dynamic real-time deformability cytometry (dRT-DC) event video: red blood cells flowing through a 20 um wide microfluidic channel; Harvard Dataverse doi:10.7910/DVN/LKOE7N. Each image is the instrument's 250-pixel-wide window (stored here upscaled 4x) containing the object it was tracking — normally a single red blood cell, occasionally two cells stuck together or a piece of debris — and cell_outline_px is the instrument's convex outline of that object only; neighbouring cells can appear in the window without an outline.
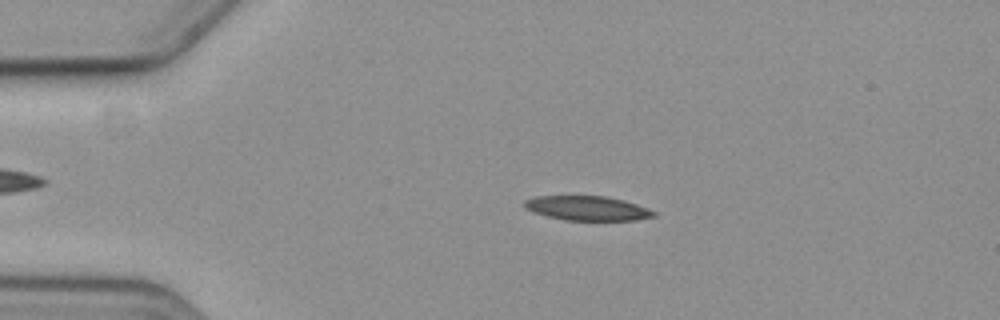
{"species": "common noctule bat (a hibernating species)", "species_latin": "Nyctalus noctula", "temperature_condition": "cold", "stored_images_in_passage": 5, "camera_frame_rate_fps": 3000, "um_per_image_px": 0.085, "animal": {"sex": "female", "body_mass_g": 19.3, "forearm_length_mm": 54.1}, "frame": {"image": 1, "passage_image": 3, "time_ms": 2.667, "image_size_px": [1000, 320], "cell_outline_px": [[656, 216], [636, 220], [564, 220], [532, 212], [524, 208], [524, 200], [536, 196], [604, 196], [636, 204], [656, 212]], "centroid_in_image_um": [49.88, 17.7], "position_along_channel_um": 35.1, "area_um2": 18.26}}